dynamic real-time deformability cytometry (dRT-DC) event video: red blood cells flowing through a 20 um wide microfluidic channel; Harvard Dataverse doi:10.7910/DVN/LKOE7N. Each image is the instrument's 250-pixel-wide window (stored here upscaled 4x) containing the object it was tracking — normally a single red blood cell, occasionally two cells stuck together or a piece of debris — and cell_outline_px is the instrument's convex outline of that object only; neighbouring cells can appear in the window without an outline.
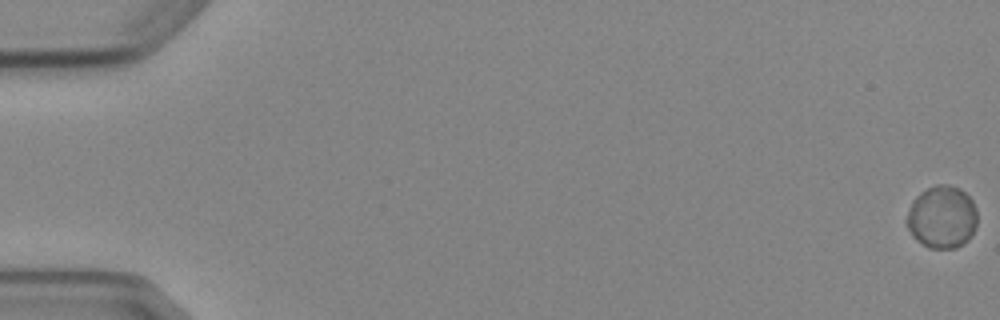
{"species": "Egyptian fruit bat (a non-hibernating species)", "species_latin": "Rousettus aegyptiacus", "temperature_condition": "cold", "stored_images_in_passage": 5, "camera_frame_rate_fps": 3000, "um_per_image_px": 0.085, "animal": {"sex": "female"}, "frame": {"image": 1, "passage_image": 1, "time_ms": 0.0, "image_size_px": [1000, 320], "cell_outline_px": [[976, 228], [968, 240], [956, 248], [928, 248], [912, 236], [904, 220], [912, 200], [920, 192], [936, 184], [948, 184], [960, 188], [972, 200], [976, 208]], "centroid_in_image_um": [80.05, 18.44], "position_along_channel_um": 5.0, "area_um2": 26.01}}
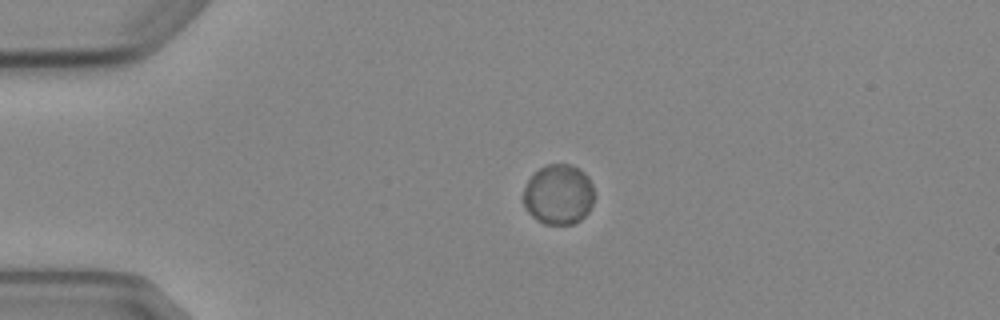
{"frame": {"image": 2, "passage_image": 4, "time_ms": 4.333, "image_size_px": [1000, 320], "cell_outline_px": [[596, 196], [588, 212], [580, 220], [572, 224], [544, 224], [536, 220], [524, 208], [524, 188], [528, 180], [540, 168], [548, 164], [568, 164], [584, 172], [588, 176], [592, 184]], "centroid_in_image_um": [47.49, 16.55], "position_along_channel_um": 37.5, "area_um2": 24.97}}